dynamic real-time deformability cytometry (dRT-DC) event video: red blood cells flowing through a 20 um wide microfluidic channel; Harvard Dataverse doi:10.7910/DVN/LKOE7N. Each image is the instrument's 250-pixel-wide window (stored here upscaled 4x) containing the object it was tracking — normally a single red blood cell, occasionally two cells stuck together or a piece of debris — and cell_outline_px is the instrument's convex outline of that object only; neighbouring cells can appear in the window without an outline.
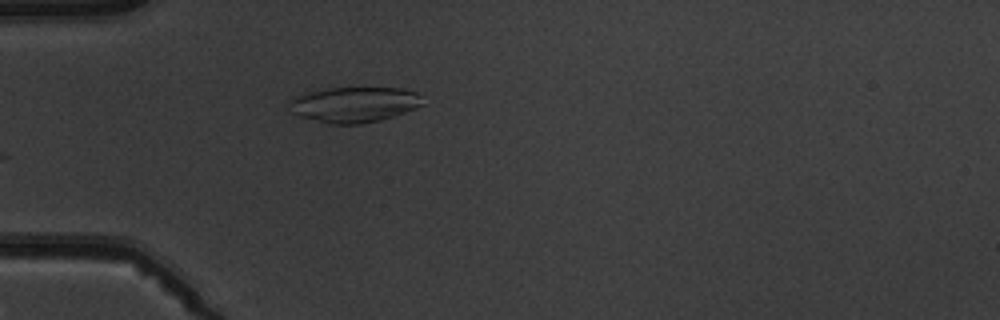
{"species": "common noctule bat (a hibernating species)", "species_latin": "Nyctalus noctula", "temperature_condition": "warm", "stored_images_in_passage": 5, "camera_frame_rate_fps": 3000, "um_per_image_px": 0.085, "animal": {"sex": "male", "body_mass_g": 19.5, "forearm_length_mm": 54.6}, "frame": {"image": 1, "passage_image": 5, "time_ms": 4.667, "image_size_px": [1000, 320], "cell_outline_px": [[424, 104], [416, 108], [380, 120], [360, 124], [328, 124], [300, 116], [292, 112], [288, 104], [288, 100], [308, 92], [328, 88], [404, 88], [416, 92], [420, 96]], "centroid_in_image_um": [30.11, 8.88], "position_along_channel_um": 54.9, "area_um2": 27.46}}